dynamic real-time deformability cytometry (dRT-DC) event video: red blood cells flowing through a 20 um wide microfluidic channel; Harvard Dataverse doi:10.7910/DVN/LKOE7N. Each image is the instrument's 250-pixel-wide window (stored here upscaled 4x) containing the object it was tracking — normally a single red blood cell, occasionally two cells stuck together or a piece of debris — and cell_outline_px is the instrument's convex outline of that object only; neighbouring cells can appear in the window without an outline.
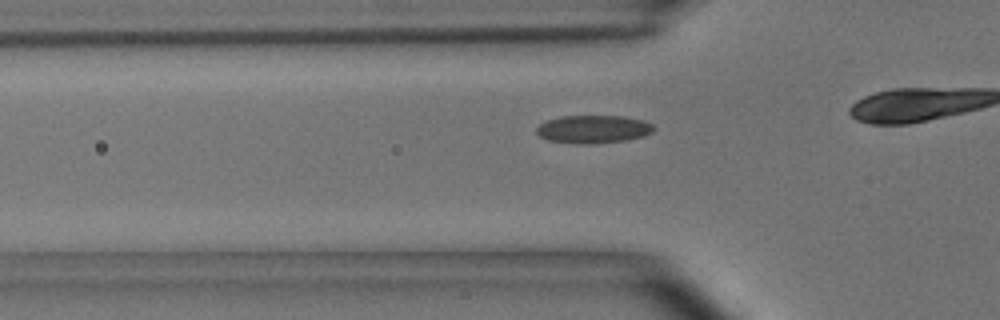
{"species": "common noctule bat (a hibernating species)", "species_latin": "Nyctalus noctula", "temperature_condition": "room temperature", "stored_images_in_passage": 39, "camera_frame_rate_fps": 3000, "um_per_image_px": 0.085, "animal": {"sex": "male", "body_mass_g": 15.6}, "frame": {"image": 1, "passage_image": 14, "time_ms": 4.333, "image_size_px": [1000, 320], "cell_outline_px": [[656, 128], [652, 132], [644, 136], [628, 140], [592, 144], [580, 144], [548, 140], [540, 136], [536, 132], [536, 128], [540, 124], [548, 120], [560, 116], [624, 116], [644, 120], [652, 124]], "centroid_in_image_um": [50.46, 10.98], "position_along_channel_um": 75.3, "area_um2": 19.25}}
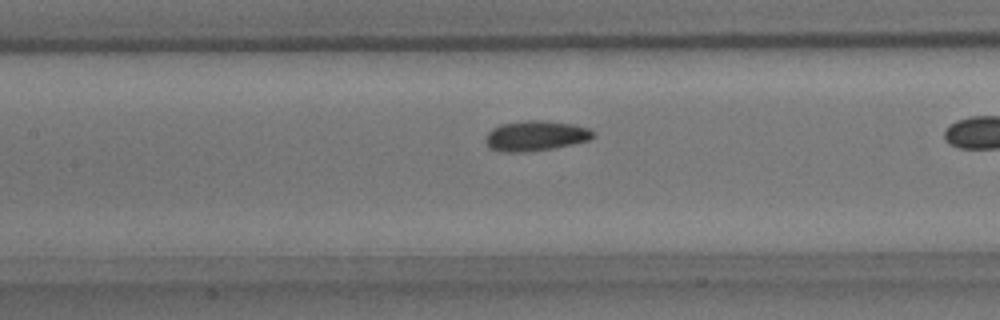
{"frame": {"image": 2, "passage_image": 21, "time_ms": 6.667, "image_size_px": [1000, 320], "cell_outline_px": [[596, 136], [588, 140], [572, 144], [552, 148], [524, 152], [500, 152], [488, 148], [484, 140], [484, 136], [492, 128], [500, 124], [528, 120], [540, 120], [572, 124], [588, 128], [596, 132]], "centroid_in_image_um": [45.48, 11.55], "position_along_channel_um": 161.9, "area_um2": 19.07}}